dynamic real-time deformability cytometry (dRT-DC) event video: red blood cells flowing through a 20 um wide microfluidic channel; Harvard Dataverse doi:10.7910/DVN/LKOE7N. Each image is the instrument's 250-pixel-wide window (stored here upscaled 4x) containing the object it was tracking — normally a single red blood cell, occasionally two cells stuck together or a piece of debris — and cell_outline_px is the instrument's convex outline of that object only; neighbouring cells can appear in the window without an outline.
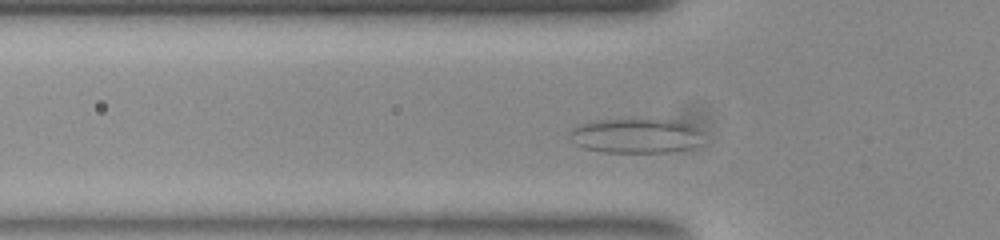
{"species": "common noctule bat (a hibernating species)", "species_latin": "Nyctalus noctula", "temperature_condition": "room temperature", "stored_images_in_passage": 47, "camera_frame_rate_fps": 3000, "um_per_image_px": 0.085, "animal": {"sex": "female", "body_mass_g": 23.0, "forearm_length_mm": 53.4}, "frame": {"image": 1, "passage_image": 9, "time_ms": 2.667, "image_size_px": [1000, 240], "cell_outline_px": [[700, 132], [688, 148], [668, 152], [604, 152], [584, 148], [576, 144], [568, 136], [572, 128], [580, 124], [592, 120], [632, 116], [636, 116], [684, 120], [692, 124]], "centroid_in_image_um": [53.94, 11.45], "position_along_channel_um": 71.9, "area_um2": 27.8}}
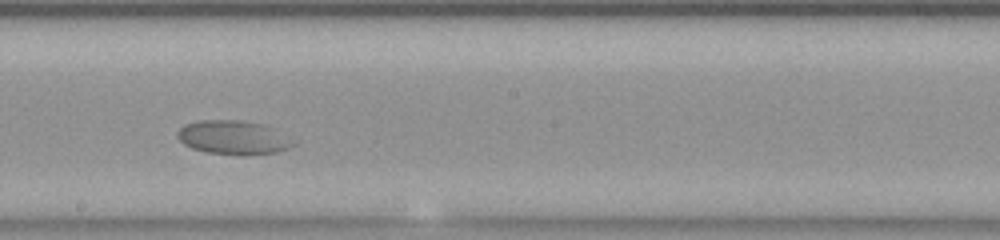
{"frame": {"image": 2, "passage_image": 22, "time_ms": 7.0, "image_size_px": [1000, 240], "cell_outline_px": [[292, 144], [288, 148], [276, 152], [244, 156], [208, 152], [192, 148], [184, 144], [176, 136], [176, 132], [184, 124], [200, 120], [240, 120], [264, 124]], "centroid_in_image_um": [19.69, 11.69], "position_along_channel_um": 228.5, "area_um2": 22.31}}
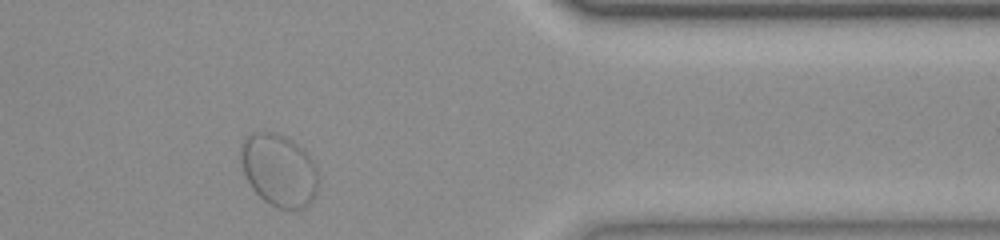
{"frame": {"image": 3, "passage_image": 37, "time_ms": 12.0, "image_size_px": [1000, 240], "cell_outline_px": [[316, 196], [304, 208], [276, 208], [264, 200], [252, 188], [244, 172], [240, 156], [244, 140], [248, 132], [276, 132], [292, 140], [304, 148], [312, 160], [316, 168]], "centroid_in_image_um": [23.71, 14.44], "position_along_channel_um": 387.7, "area_um2": 32.48}}